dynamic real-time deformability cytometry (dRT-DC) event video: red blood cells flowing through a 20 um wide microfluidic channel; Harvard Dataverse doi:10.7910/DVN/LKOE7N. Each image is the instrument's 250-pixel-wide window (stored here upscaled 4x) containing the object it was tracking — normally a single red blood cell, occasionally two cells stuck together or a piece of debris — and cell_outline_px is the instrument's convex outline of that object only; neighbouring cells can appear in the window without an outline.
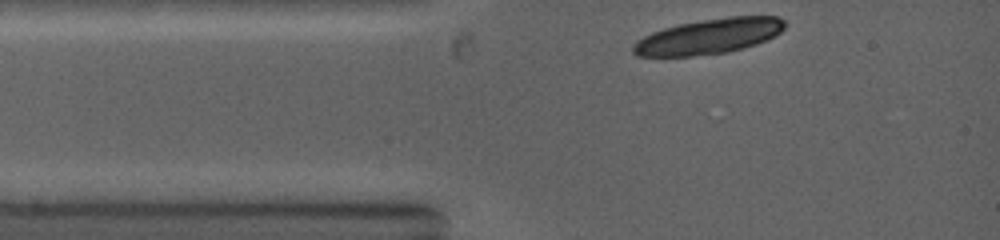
{"species": "common noctule bat (a hibernating species)", "species_latin": "Nyctalus noctula", "temperature_condition": "warm", "stored_images_in_passage": 2, "camera_frame_rate_fps": 5000, "um_per_image_px": 0.085, "animal": {"sex": "female", "body_mass_g": 19.0, "forearm_length_mm": 53.3}, "frame": {"image": 1, "passage_image": 1, "time_ms": 0.0, "image_size_px": [1000, 240], "cell_outline_px": [[784, 28], [780, 32], [756, 44], [728, 52], [692, 56], [636, 56], [632, 52], [632, 44], [636, 40], [652, 32], [664, 28], [680, 24], [728, 16], [776, 16], [784, 20]], "centroid_in_image_um": [60.21, 3.09], "position_along_channel_um": 24.8, "area_um2": 30.92}}